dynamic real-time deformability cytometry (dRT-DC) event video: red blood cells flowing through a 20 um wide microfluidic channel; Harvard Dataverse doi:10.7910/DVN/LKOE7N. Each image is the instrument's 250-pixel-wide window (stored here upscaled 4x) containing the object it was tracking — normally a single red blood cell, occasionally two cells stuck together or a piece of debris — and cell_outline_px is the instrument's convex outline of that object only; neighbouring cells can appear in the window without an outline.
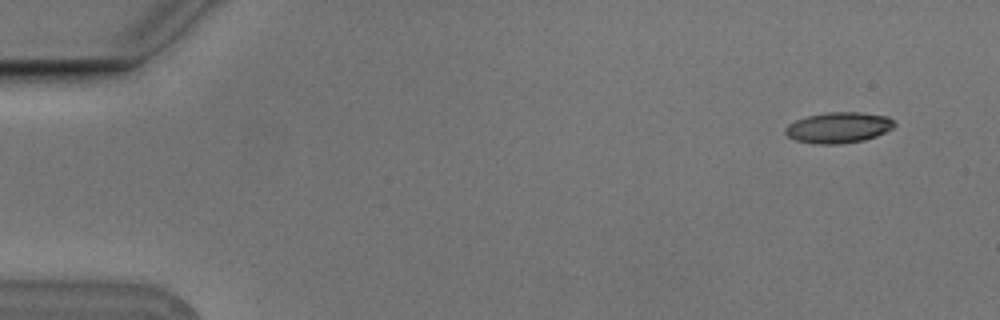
{"species": "Egyptian fruit bat (a non-hibernating species)", "species_latin": "Rousettus aegyptiacus", "temperature_condition": "cold", "stored_images_in_passage": 9, "camera_frame_rate_fps": 3000, "um_per_image_px": 0.085, "animal": {"sex": "male"}, "frame": {"image": 1, "passage_image": 1, "time_ms": 0.0, "image_size_px": [1000, 320], "cell_outline_px": [[896, 124], [892, 128], [876, 136], [864, 140], [840, 144], [820, 144], [796, 140], [788, 136], [784, 132], [784, 128], [788, 124], [796, 120], [808, 116], [824, 112], [860, 112], [888, 116]], "centroid_in_image_um": [71.27, 10.84], "position_along_channel_um": 13.7, "area_um2": 19.54}}
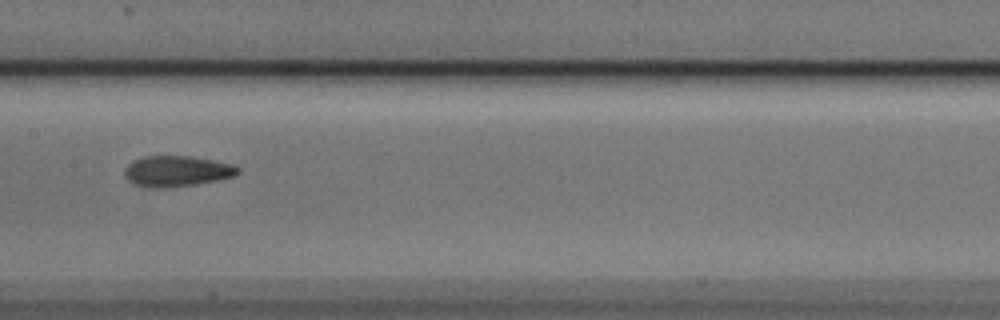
{"frame": {"image": 2, "passage_image": 8, "time_ms": 2.333, "image_size_px": [1000, 320], "cell_outline_px": [[240, 172], [236, 176], [220, 180], [196, 184], [164, 188], [144, 188], [128, 180], [124, 176], [124, 168], [128, 164], [144, 156], [188, 156], [212, 160], [232, 164], [240, 168]], "centroid_in_image_um": [15.04, 14.56], "position_along_channel_um": 192.4, "area_um2": 20.46}}
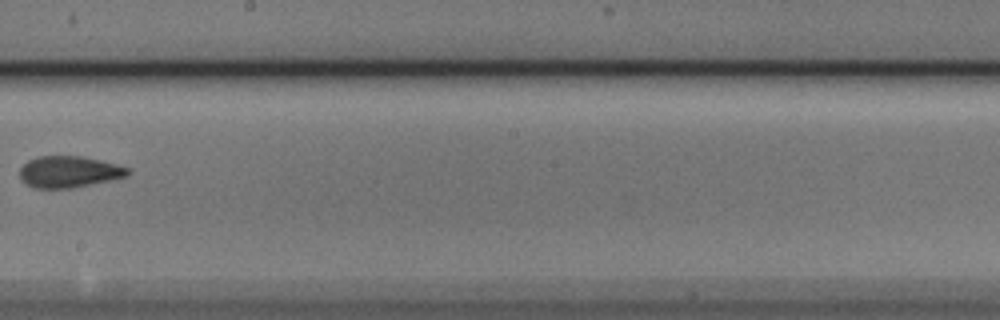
{"frame": {"image": 3, "passage_image": 9, "time_ms": 2.667, "image_size_px": [1000, 320], "cell_outline_px": [[128, 176], [72, 188], [36, 188], [24, 184], [20, 180], [20, 168], [28, 160], [40, 156], [80, 156], [100, 160], [116, 164], [128, 168]], "centroid_in_image_um": [5.82, 14.61], "position_along_channel_um": 242.4, "area_um2": 19.71}}